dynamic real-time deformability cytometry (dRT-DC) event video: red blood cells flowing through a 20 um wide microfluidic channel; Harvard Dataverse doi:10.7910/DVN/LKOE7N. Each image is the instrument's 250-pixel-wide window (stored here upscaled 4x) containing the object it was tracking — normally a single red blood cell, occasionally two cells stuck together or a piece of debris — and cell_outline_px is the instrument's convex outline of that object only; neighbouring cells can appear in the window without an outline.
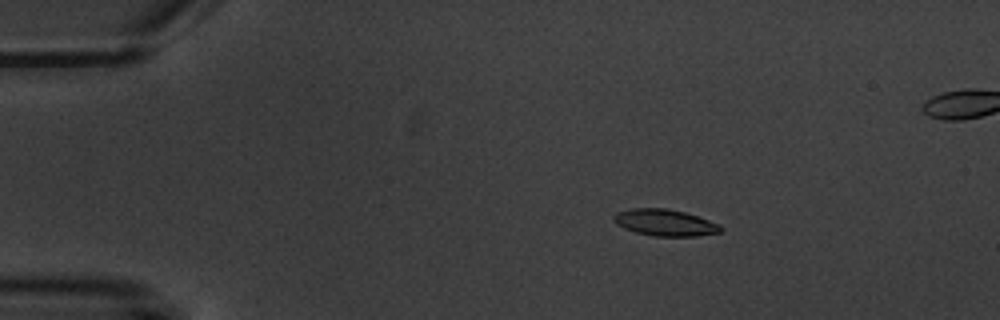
{"species": "common noctule bat (a hibernating species)", "species_latin": "Nyctalus noctula", "temperature_condition": "warm", "stored_images_in_passage": 6, "camera_frame_rate_fps": 3000, "um_per_image_px": 0.085, "animal": {"sex": "male", "body_mass_g": 20.1, "forearm_length_mm": 53.5}, "frame": {"image": 1, "passage_image": 4, "time_ms": 3.333, "image_size_px": [1000, 320], "cell_outline_px": [[724, 228], [720, 232], [696, 236], [656, 236], [636, 232], [624, 228], [616, 224], [612, 216], [616, 212], [632, 208], [664, 208], [684, 212], [720, 224]], "centroid_in_image_um": [56.51, 18.92], "position_along_channel_um": 28.5, "area_um2": 16.47}}